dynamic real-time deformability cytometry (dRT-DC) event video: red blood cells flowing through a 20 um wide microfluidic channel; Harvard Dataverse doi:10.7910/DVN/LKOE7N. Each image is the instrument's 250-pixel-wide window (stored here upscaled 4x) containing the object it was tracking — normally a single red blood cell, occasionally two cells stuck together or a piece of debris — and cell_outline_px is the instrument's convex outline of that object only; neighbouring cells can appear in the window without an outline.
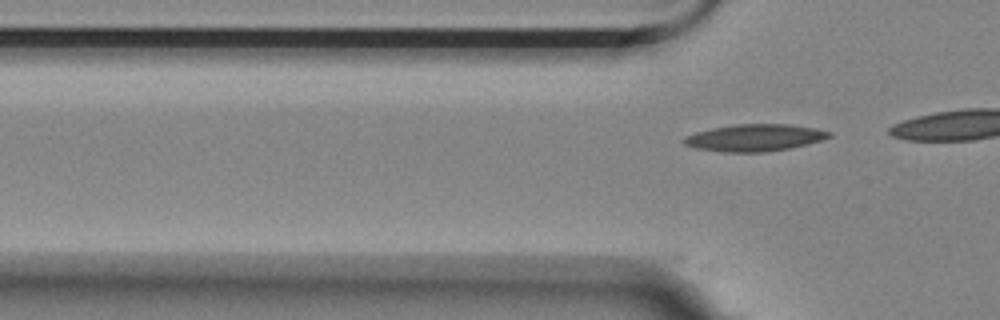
{"species": "Egyptian fruit bat (a non-hibernating species)", "species_latin": "Rousettus aegyptiacus", "temperature_condition": "room temperature", "stored_images_in_passage": 14, "camera_frame_rate_fps": 3000, "um_per_image_px": 0.085, "animal": {"sex": "female"}, "frame": {"image": 1, "passage_image": 14, "time_ms": 4.333, "image_size_px": [1000, 320], "cell_outline_px": [[832, 136], [808, 144], [792, 148], [768, 152], [720, 152], [692, 148], [684, 144], [680, 140], [684, 136], [696, 132], [712, 128], [736, 124], [788, 124], [816, 128], [832, 132]], "centroid_in_image_um": [64.11, 11.71], "position_along_channel_um": 61.7, "area_um2": 23.18}}